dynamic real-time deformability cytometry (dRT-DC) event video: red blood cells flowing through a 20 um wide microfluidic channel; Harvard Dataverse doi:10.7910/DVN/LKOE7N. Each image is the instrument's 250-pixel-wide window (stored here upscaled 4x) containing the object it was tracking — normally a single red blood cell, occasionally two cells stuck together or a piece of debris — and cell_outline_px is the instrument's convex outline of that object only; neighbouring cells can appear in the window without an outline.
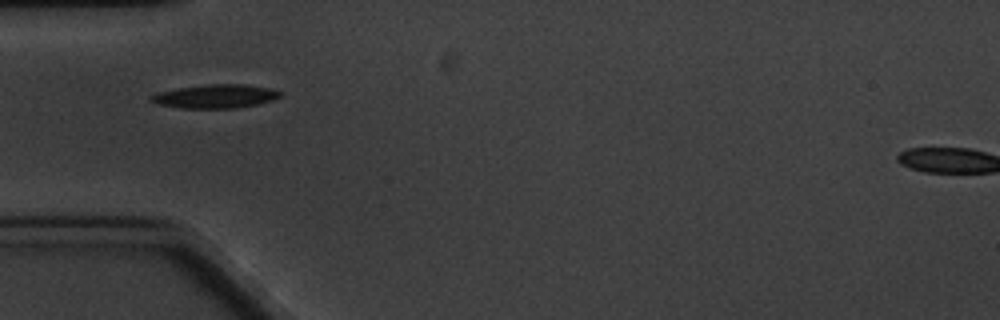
{"species": "common noctule bat (a hibernating species)", "species_latin": "Nyctalus noctula", "temperature_condition": "cold", "stored_images_in_passage": 6, "camera_frame_rate_fps": 3000, "um_per_image_px": 0.085, "animal": {"sex": "male", "body_mass_g": 20.1, "forearm_length_mm": 53.5}, "frame": {"image": 1, "passage_image": 5, "time_ms": 4.667, "image_size_px": [1000, 320], "cell_outline_px": [[284, 92], [280, 96], [272, 100], [256, 104], [236, 108], [180, 108], [160, 104], [152, 100], [152, 96], [156, 92], [180, 88], [208, 84], [244, 84], [268, 88]], "centroid_in_image_um": [18.35, 8.18], "position_along_channel_um": 66.6, "area_um2": 17.51}}